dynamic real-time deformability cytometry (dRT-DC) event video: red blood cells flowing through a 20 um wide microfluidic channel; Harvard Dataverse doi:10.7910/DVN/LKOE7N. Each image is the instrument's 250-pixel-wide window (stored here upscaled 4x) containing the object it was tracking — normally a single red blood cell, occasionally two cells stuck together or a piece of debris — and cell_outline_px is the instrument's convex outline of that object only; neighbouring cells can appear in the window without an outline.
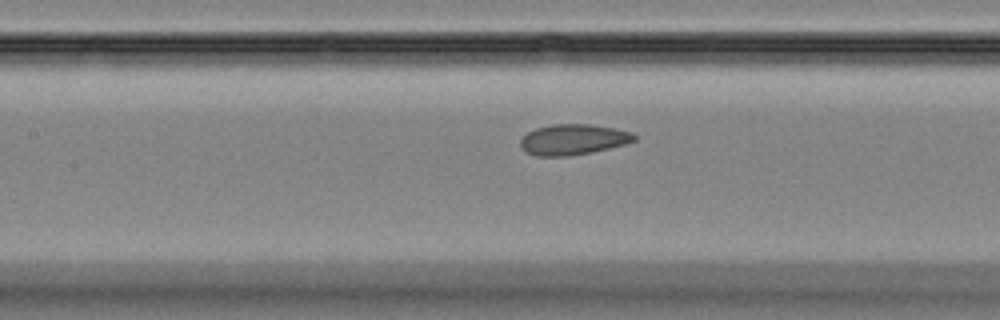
{"species": "Egyptian fruit bat (a non-hibernating species)", "species_latin": "Rousettus aegyptiacus", "temperature_condition": "room temperature", "stored_images_in_passage": 50, "camera_frame_rate_fps": 3000, "um_per_image_px": 0.085, "animal": {"sex": "female"}, "frame": {"image": 1, "passage_image": 23, "time_ms": 7.333, "image_size_px": [1000, 320], "cell_outline_px": [[636, 140], [624, 144], [592, 152], [568, 156], [536, 156], [524, 152], [520, 148], [520, 140], [528, 132], [536, 128], [552, 124], [588, 124], [612, 128], [632, 132], [636, 136]], "centroid_in_image_um": [48.67, 11.87], "position_along_channel_um": 158.7, "area_um2": 20.29}}
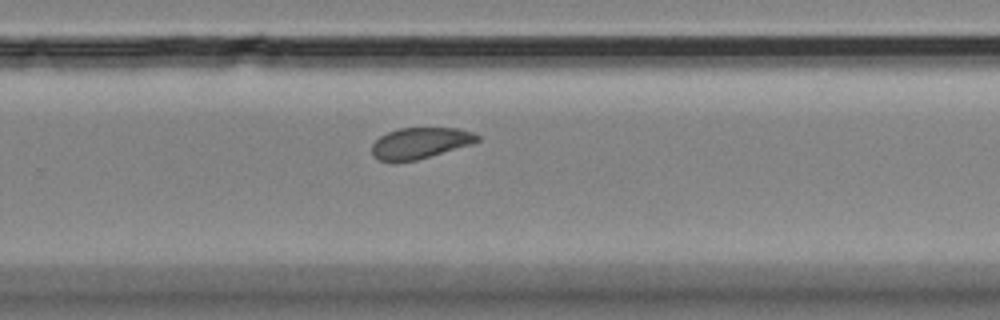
{"frame": {"image": 2, "passage_image": 33, "time_ms": 10.667, "image_size_px": [1000, 320], "cell_outline_px": [[480, 140], [472, 144], [416, 160], [396, 164], [392, 164], [380, 160], [372, 156], [372, 144], [380, 136], [388, 132], [400, 128], [456, 128], [472, 132], [480, 136]], "centroid_in_image_um": [35.67, 12.19], "position_along_channel_um": 294.1, "area_um2": 19.36}}
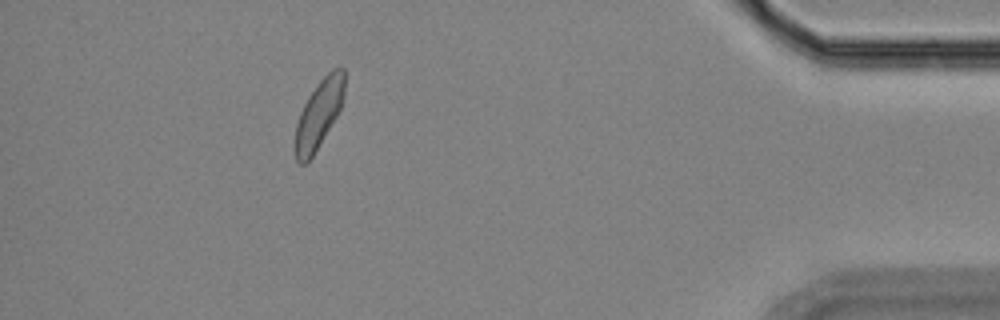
{"frame": {"image": 3, "passage_image": 45, "time_ms": 14.667, "image_size_px": [1000, 320], "cell_outline_px": [[344, 96], [340, 108], [336, 116], [312, 156], [304, 164], [300, 164], [296, 160], [296, 124], [300, 112], [308, 96], [320, 80], [332, 68], [344, 68]], "centroid_in_image_um": [27.11, 9.65], "position_along_channel_um": 408.1, "area_um2": 19.07}}